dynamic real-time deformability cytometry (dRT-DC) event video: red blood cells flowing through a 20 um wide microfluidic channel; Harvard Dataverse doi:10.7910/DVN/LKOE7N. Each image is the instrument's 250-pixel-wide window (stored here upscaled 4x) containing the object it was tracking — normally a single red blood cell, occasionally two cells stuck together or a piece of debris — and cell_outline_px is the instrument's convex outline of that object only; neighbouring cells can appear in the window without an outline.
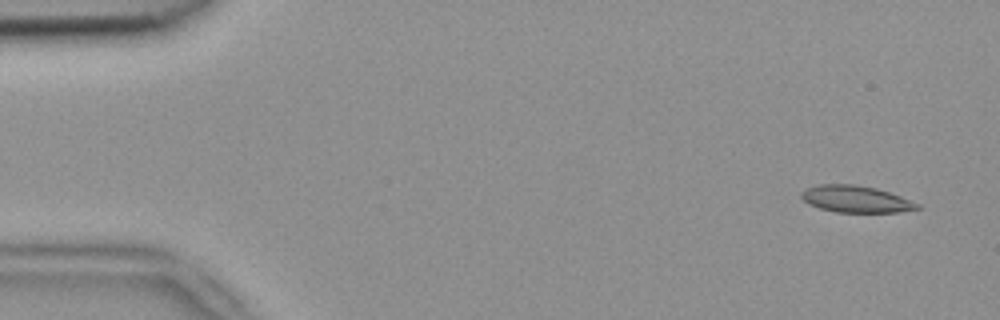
{"species": "common noctule bat (a hibernating species)", "species_latin": "Nyctalus noctula", "temperature_condition": "room temperature", "stored_images_in_passage": 6, "camera_frame_rate_fps": 3000, "um_per_image_px": 0.085, "animal": {"sex": "female", "body_mass_g": 18.4}, "frame": {"image": 1, "passage_image": 1, "time_ms": 0.0, "image_size_px": [1000, 320], "cell_outline_px": [[920, 208], [896, 212], [836, 212], [820, 208], [808, 204], [800, 196], [800, 192], [804, 188], [816, 184], [856, 184], [876, 188], [900, 196], [920, 204]], "centroid_in_image_um": [72.68, 16.91], "position_along_channel_um": 12.3, "area_um2": 18.15}}
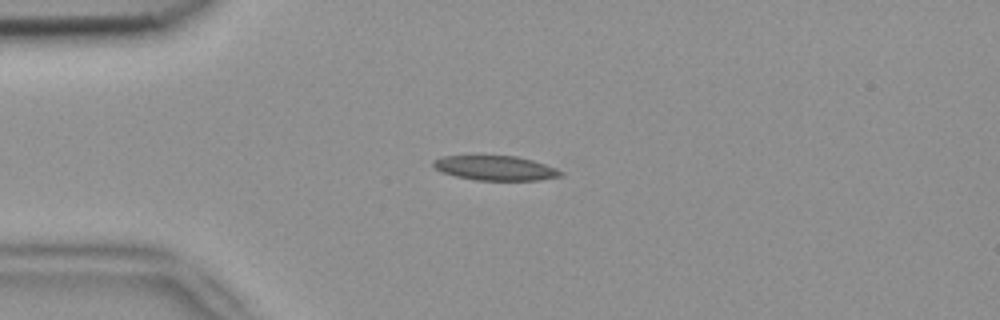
{"frame": {"image": 2, "passage_image": 4, "time_ms": 1.0, "image_size_px": [1000, 320], "cell_outline_px": [[564, 176], [540, 180], [476, 180], [456, 176], [440, 172], [432, 164], [432, 160], [444, 156], [516, 156], [532, 160], [544, 164], [564, 172]], "centroid_in_image_um": [42.11, 14.29], "position_along_channel_um": 42.9, "area_um2": 18.21}}